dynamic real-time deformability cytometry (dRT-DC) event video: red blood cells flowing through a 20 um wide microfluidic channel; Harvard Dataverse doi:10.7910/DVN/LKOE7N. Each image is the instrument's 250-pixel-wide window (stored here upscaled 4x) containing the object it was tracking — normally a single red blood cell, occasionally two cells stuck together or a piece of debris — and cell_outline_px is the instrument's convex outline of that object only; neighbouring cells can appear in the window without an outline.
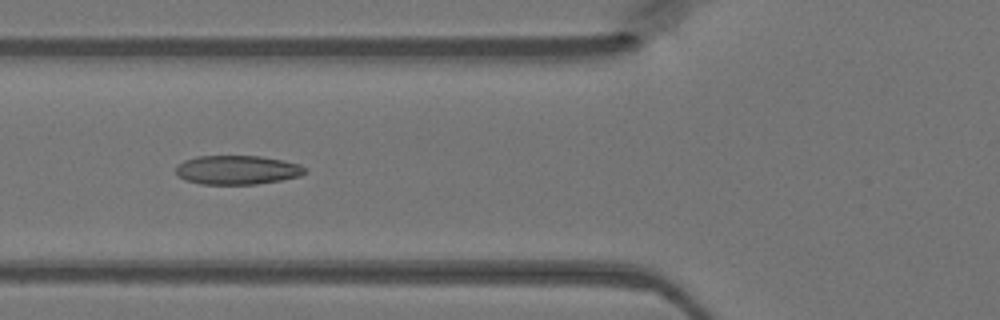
{"species": "Egyptian fruit bat (a non-hibernating species)", "species_latin": "Rousettus aegyptiacus", "temperature_condition": "warm", "stored_images_in_passage": 48, "camera_frame_rate_fps": 3000, "um_per_image_px": 0.085, "animal": {"sex": "female"}, "frame": {"image": 1, "passage_image": 18, "time_ms": 5.667, "image_size_px": [1000, 320], "cell_outline_px": [[308, 172], [300, 176], [280, 180], [256, 184], [200, 184], [184, 180], [176, 172], [176, 164], [184, 160], [196, 156], [260, 156], [284, 160], [300, 164], [308, 168]], "centroid_in_image_um": [20.19, 14.44], "position_along_channel_um": 105.6, "area_um2": 22.08}}
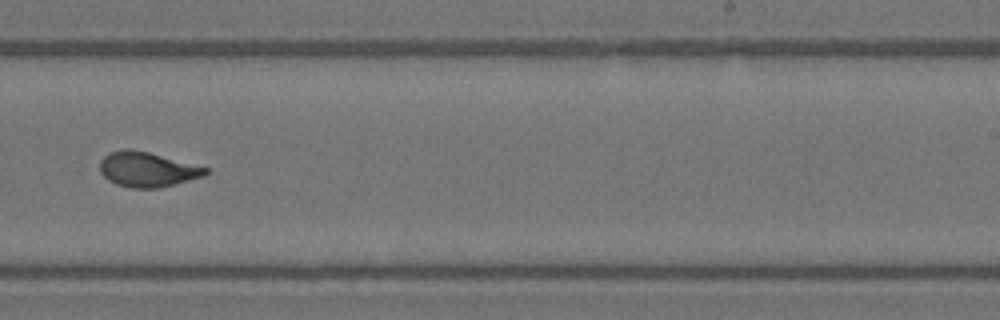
{"frame": {"image": 2, "passage_image": 30, "time_ms": 9.667, "image_size_px": [1000, 320], "cell_outline_px": [[208, 172], [204, 176], [176, 184], [160, 188], [132, 188], [116, 184], [108, 180], [100, 172], [100, 160], [108, 152], [124, 148], [132, 148], [148, 152], [208, 168]], "centroid_in_image_um": [12.48, 14.4], "position_along_channel_um": 276.5, "area_um2": 21.56}}
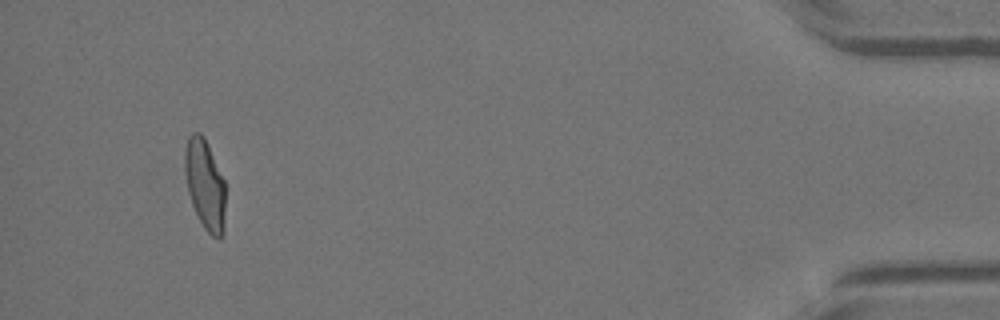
{"frame": {"image": 3, "passage_image": 45, "time_ms": 14.667, "image_size_px": [1000, 320], "cell_outline_px": [[224, 232], [220, 240], [216, 240], [204, 228], [192, 204], [188, 192], [184, 172], [184, 152], [188, 136], [192, 132], [200, 132], [204, 136], [224, 180]], "centroid_in_image_um": [17.41, 15.68], "position_along_channel_um": 417.8, "area_um2": 21.39}}